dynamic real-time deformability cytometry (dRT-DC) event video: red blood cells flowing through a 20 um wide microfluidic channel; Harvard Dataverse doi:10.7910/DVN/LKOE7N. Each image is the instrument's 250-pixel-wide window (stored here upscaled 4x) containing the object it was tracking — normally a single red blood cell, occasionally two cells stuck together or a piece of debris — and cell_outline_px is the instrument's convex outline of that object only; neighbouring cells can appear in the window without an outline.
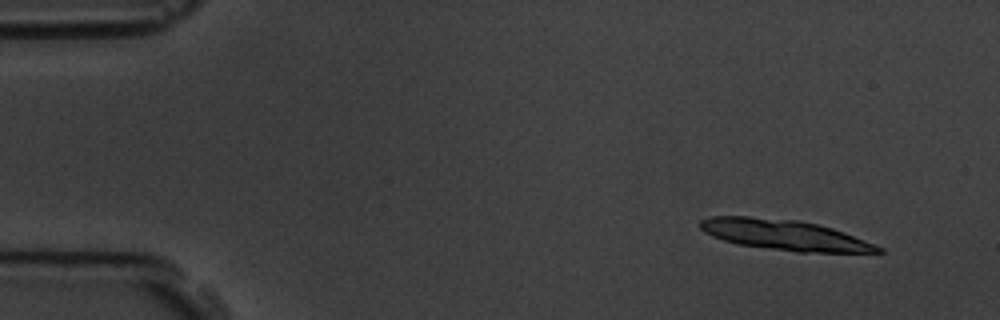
{"species": "common noctule bat (a hibernating species)", "species_latin": "Nyctalus noctula", "temperature_condition": "room temperature", "stored_images_in_passage": 6, "segment_of_instrument_passage": [1, 2], "camera_frame_rate_fps": 3000, "um_per_image_px": 0.085, "animal": {"sex": "male", "body_mass_g": 19.5, "forearm_length_mm": 54.6}, "frame": {"image": 1, "passage_image": 2, "time_ms": 1.333, "image_size_px": [1000, 320], "cell_outline_px": [[884, 252], [796, 252], [736, 244], [712, 236], [704, 232], [700, 228], [700, 220], [708, 216], [748, 216], [796, 220], [816, 224], [832, 228], [844, 232], [876, 244], [884, 248]], "centroid_in_image_um": [66.66, 19.97], "position_along_channel_um": 18.3, "area_um2": 31.5}}